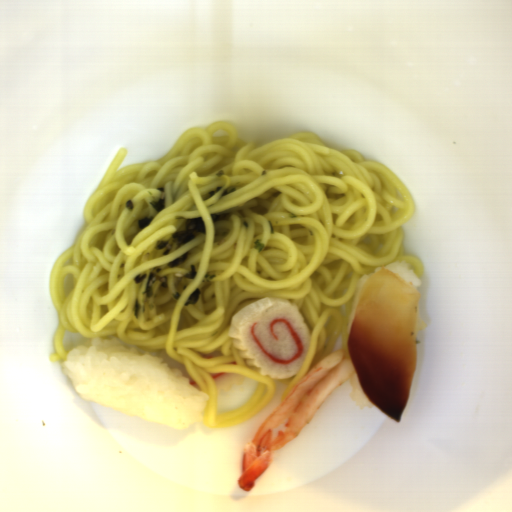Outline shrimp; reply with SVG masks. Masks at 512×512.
Here are the masks:
<instances>
[{
	"mask_svg": "<svg viewBox=\"0 0 512 512\" xmlns=\"http://www.w3.org/2000/svg\"><path fill=\"white\" fill-rule=\"evenodd\" d=\"M354 372L345 351L334 349L321 357L296 386L258 426L243 453L239 488L250 491L270 468L271 455L295 439L330 395Z\"/></svg>",
	"mask_w": 512,
	"mask_h": 512,
	"instance_id": "shrimp-1",
	"label": "shrimp"
}]
</instances>
